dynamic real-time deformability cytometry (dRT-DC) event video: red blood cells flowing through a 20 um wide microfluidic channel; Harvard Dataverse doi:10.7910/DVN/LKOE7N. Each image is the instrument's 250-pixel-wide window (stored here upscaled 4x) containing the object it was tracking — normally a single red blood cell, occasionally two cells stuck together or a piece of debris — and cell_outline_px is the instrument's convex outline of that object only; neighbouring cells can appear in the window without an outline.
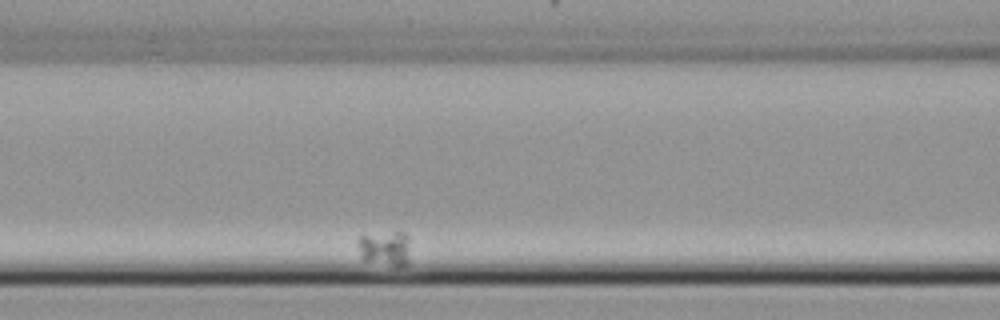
{"species": "common noctule bat (a hibernating species)", "species_latin": "Nyctalus noctula", "temperature_condition": "cold", "stored_images_in_passage": 31, "camera_frame_rate_fps": 3000, "um_per_image_px": 0.085, "animal": {"sex": "female", "body_mass_g": 22.7, "forearm_length_mm": 54.2}, "frame": {"image": 1, "passage_image": 8, "time_ms": 2.333, "image_size_px": [1000, 320], "cell_outline_px": [[408, 264], [400, 268], [396, 268], [364, 260], [360, 256], [360, 236], [396, 232], [404, 232], [408, 236]], "centroid_in_image_um": [32.78, 21.17], "position_along_channel_um": 133.8, "area_um2": 10.58}}